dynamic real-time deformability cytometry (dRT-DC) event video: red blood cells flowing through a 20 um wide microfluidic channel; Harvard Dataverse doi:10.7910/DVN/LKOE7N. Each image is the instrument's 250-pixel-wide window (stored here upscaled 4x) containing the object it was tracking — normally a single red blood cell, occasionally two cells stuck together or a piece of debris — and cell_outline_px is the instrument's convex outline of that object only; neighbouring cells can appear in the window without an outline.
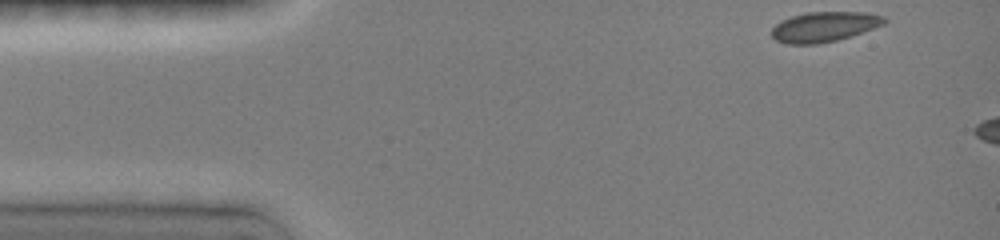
{"species": "common noctule bat (a hibernating species)", "species_latin": "Nyctalus noctula", "temperature_condition": "room temperature", "stored_images_in_passage": 12, "camera_frame_rate_fps": 3000, "um_per_image_px": 0.085, "animal": {"sex": "female", "body_mass_g": 19.0, "forearm_length_mm": 51.5}, "frame": {"image": 1, "passage_image": 1, "time_ms": 0.0, "image_size_px": [1000, 240], "cell_outline_px": [[884, 24], [836, 40], [820, 44], [788, 44], [776, 40], [772, 36], [772, 28], [776, 24], [792, 16], [808, 12], [864, 12], [884, 16]], "centroid_in_image_um": [70.02, 2.27], "position_along_channel_um": 15.0, "area_um2": 19.31}}